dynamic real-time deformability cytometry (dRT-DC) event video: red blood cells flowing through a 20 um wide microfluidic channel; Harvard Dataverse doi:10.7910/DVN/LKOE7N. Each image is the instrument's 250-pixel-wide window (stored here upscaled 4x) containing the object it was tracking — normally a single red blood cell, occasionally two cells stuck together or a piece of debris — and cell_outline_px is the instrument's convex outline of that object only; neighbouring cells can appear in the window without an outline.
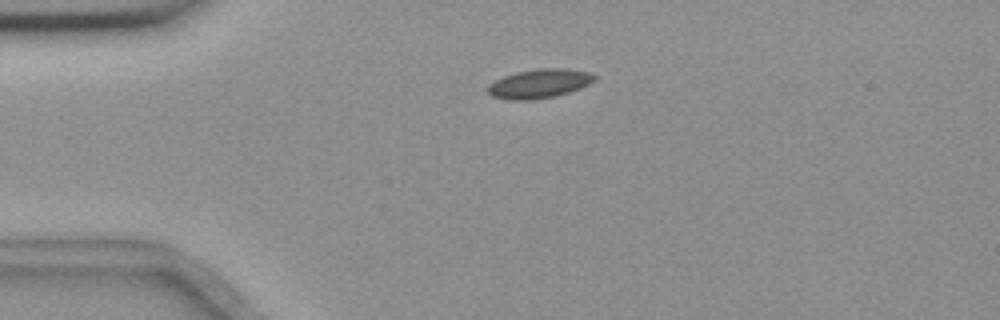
{"species": "common noctule bat (a hibernating species)", "species_latin": "Nyctalus noctula", "temperature_condition": "room temperature", "stored_images_in_passage": 3, "camera_frame_rate_fps": 3000, "um_per_image_px": 0.085, "animal": {"sex": "female", "body_mass_g": 18.4}, "frame": {"image": 1, "passage_image": 1, "time_ms": 0.0, "image_size_px": [1000, 320], "cell_outline_px": [[596, 80], [580, 88], [568, 92], [552, 96], [528, 100], [508, 100], [492, 96], [488, 92], [488, 84], [504, 76], [516, 72], [540, 68], [564, 68], [588, 72], [596, 76]], "centroid_in_image_um": [45.83, 7.1], "position_along_channel_um": 39.2, "area_um2": 17.86}}
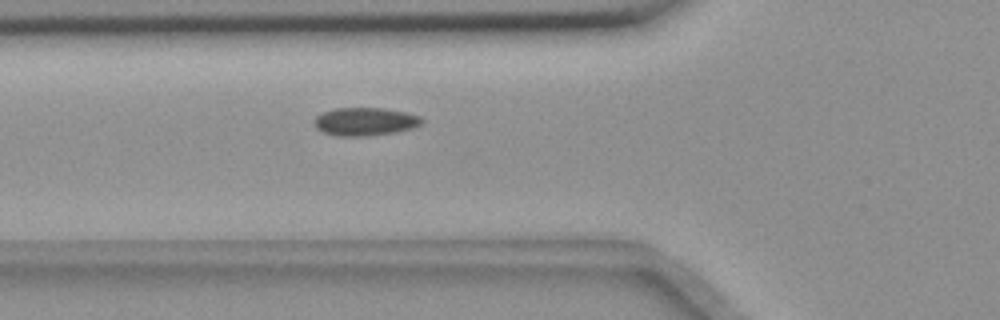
{"frame": {"image": 2, "passage_image": 3, "time_ms": 2.333, "image_size_px": [1000, 320], "cell_outline_px": [[424, 120], [420, 124], [412, 128], [396, 132], [360, 136], [340, 136], [324, 132], [316, 128], [316, 116], [320, 112], [336, 108], [384, 108], [404, 112], [420, 116]], "centroid_in_image_um": [31.03, 10.32], "position_along_channel_um": 94.8, "area_um2": 17.4}}